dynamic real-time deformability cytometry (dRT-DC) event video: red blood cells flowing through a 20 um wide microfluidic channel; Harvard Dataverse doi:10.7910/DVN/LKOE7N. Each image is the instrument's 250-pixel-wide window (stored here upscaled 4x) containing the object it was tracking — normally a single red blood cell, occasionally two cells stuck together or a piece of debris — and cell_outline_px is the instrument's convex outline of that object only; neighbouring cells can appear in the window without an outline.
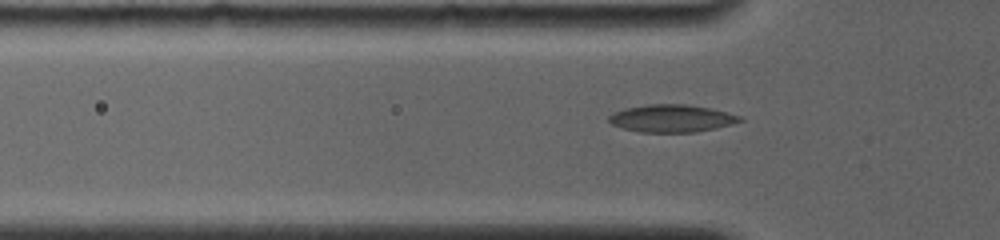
{"species": "common noctule bat (a hibernating species)", "species_latin": "Nyctalus noctula", "temperature_condition": "room temperature", "stored_images_in_passage": 71, "camera_frame_rate_fps": 4000, "um_per_image_px": 0.085, "animal": {"sex": "female", "body_mass_g": 19.0, "forearm_length_mm": 56.7}, "frame": {"image": 1, "passage_image": 16, "time_ms": 4.75, "image_size_px": [1000, 240], "cell_outline_px": [[744, 120], [732, 124], [696, 132], [640, 132], [624, 128], [612, 124], [608, 120], [608, 116], [624, 108], [648, 104], [688, 104], [708, 108], [744, 116]], "centroid_in_image_um": [57.11, 10.06], "position_along_channel_um": 68.7, "area_um2": 20.92}}
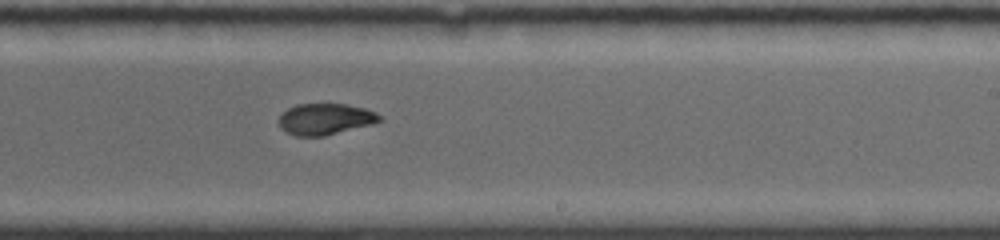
{"frame": {"image": 2, "passage_image": 38, "time_ms": 9.75, "image_size_px": [1000, 240], "cell_outline_px": [[384, 120], [372, 124], [324, 136], [296, 136], [280, 128], [280, 116], [288, 108], [296, 104], [344, 104], [364, 108], [376, 112]], "centroid_in_image_um": [27.67, 10.12], "position_along_channel_um": 261.3, "area_um2": 18.21}}
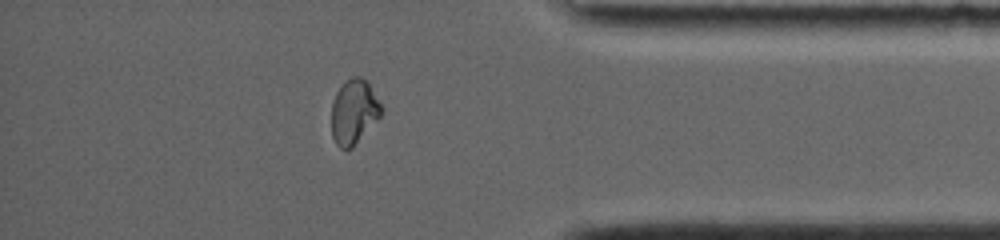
{"frame": {"image": 3, "passage_image": 61, "time_ms": 13.75, "image_size_px": [1000, 240], "cell_outline_px": [[384, 108], [380, 116], [352, 148], [344, 152], [336, 144], [332, 136], [332, 104], [336, 92], [352, 76], [360, 76], [368, 80]], "centroid_in_image_um": [30.1, 9.51], "position_along_channel_um": 405.1, "area_um2": 18.9}}